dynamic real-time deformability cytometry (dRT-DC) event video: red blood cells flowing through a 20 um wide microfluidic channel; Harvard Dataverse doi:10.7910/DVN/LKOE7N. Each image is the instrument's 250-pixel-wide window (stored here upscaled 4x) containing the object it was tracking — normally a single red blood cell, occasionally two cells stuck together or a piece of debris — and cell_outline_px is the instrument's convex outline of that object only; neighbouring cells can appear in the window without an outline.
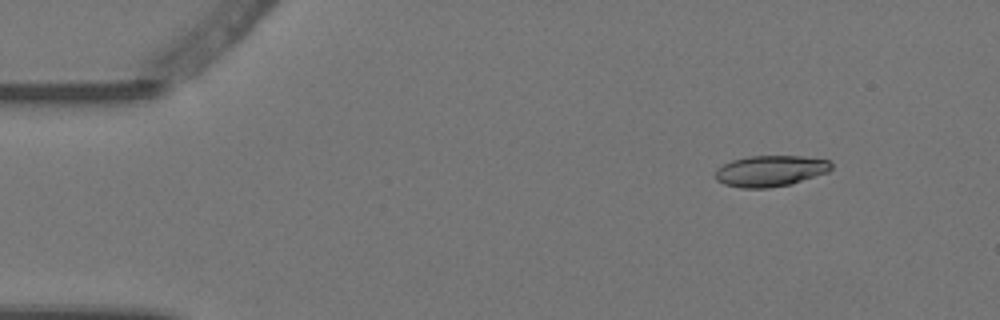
{"species": "Egyptian fruit bat (a non-hibernating species)", "species_latin": "Rousettus aegyptiacus", "temperature_condition": "warm", "stored_images_in_passage": 3, "camera_frame_rate_fps": 3000, "um_per_image_px": 0.085, "animal": {"sex": "female"}, "frame": {"image": 1, "passage_image": 1, "time_ms": 0.0, "image_size_px": [1000, 320], "cell_outline_px": [[832, 168], [828, 172], [792, 184], [768, 188], [740, 188], [724, 184], [716, 180], [716, 168], [732, 160], [748, 156], [800, 156], [828, 160], [832, 164]], "centroid_in_image_um": [65.47, 14.53], "position_along_channel_um": 19.5, "area_um2": 21.04}}